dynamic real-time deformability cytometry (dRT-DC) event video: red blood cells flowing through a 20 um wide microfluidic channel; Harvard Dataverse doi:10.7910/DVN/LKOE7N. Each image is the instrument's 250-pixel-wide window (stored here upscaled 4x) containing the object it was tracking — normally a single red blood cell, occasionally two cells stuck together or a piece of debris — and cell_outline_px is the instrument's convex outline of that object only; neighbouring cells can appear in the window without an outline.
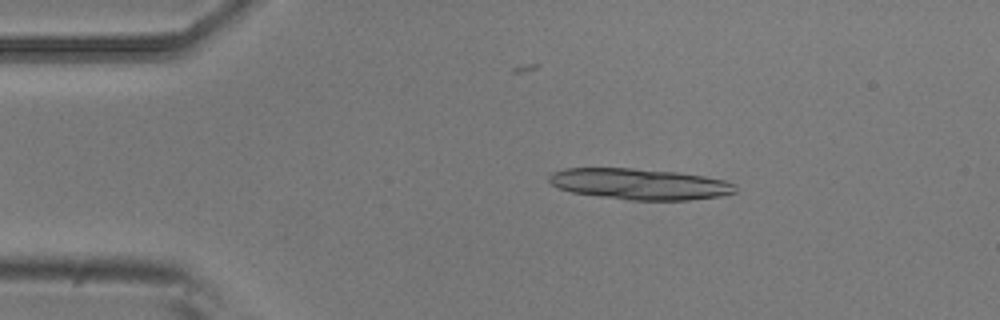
{"species": "common noctule bat (a hibernating species)", "species_latin": "Nyctalus noctula", "temperature_condition": "room temperature", "stored_images_in_passage": 6, "camera_frame_rate_fps": 3000, "um_per_image_px": 0.085, "animal": {"sex": "male", "body_mass_g": 20.5, "forearm_length_mm": 52.5}, "frame": {"image": 1, "passage_image": 2, "time_ms": 0.333, "image_size_px": [1000, 320], "cell_outline_px": [[736, 192], [720, 196], [688, 200], [632, 200], [600, 196], [572, 192], [560, 188], [552, 184], [548, 180], [548, 176], [552, 172], [564, 168], [632, 168], [676, 172], [704, 176], [724, 180], [732, 184], [736, 188]], "centroid_in_image_um": [54.35, 15.63], "position_along_channel_um": 30.7, "area_um2": 33.47}}
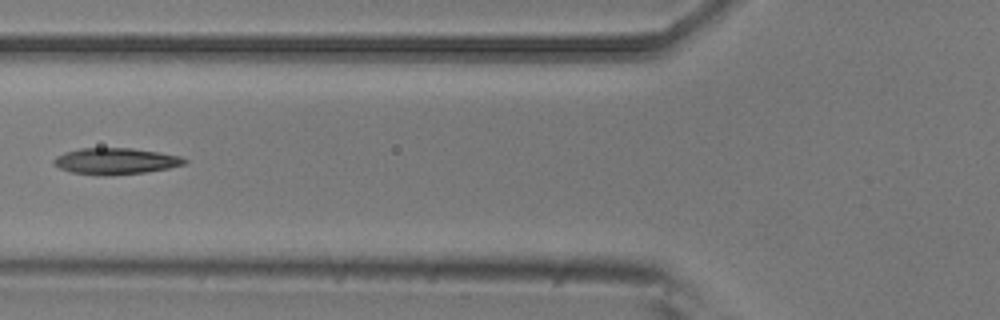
{"frame": {"image": 2, "passage_image": 5, "time_ms": 1.333, "image_size_px": [1000, 320], "cell_outline_px": [[188, 160], [184, 164], [168, 168], [144, 172], [104, 176], [100, 176], [72, 172], [60, 168], [52, 164], [52, 160], [56, 156], [64, 152], [80, 148], [132, 148], [180, 156]], "centroid_in_image_um": [9.77, 13.7], "position_along_channel_um": 116.0, "area_um2": 20.0}}
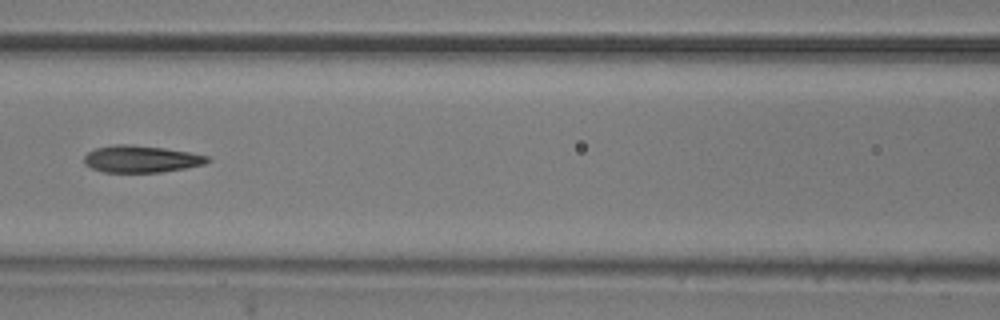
{"frame": {"image": 3, "passage_image": 6, "time_ms": 1.667, "image_size_px": [1000, 320], "cell_outline_px": [[212, 160], [204, 164], [184, 168], [160, 172], [104, 172], [92, 168], [84, 164], [84, 156], [88, 152], [96, 148], [116, 144], [132, 144], [164, 148], [188, 152], [208, 156]], "centroid_in_image_um": [11.98, 13.51], "position_along_channel_um": 154.6, "area_um2": 19.31}}